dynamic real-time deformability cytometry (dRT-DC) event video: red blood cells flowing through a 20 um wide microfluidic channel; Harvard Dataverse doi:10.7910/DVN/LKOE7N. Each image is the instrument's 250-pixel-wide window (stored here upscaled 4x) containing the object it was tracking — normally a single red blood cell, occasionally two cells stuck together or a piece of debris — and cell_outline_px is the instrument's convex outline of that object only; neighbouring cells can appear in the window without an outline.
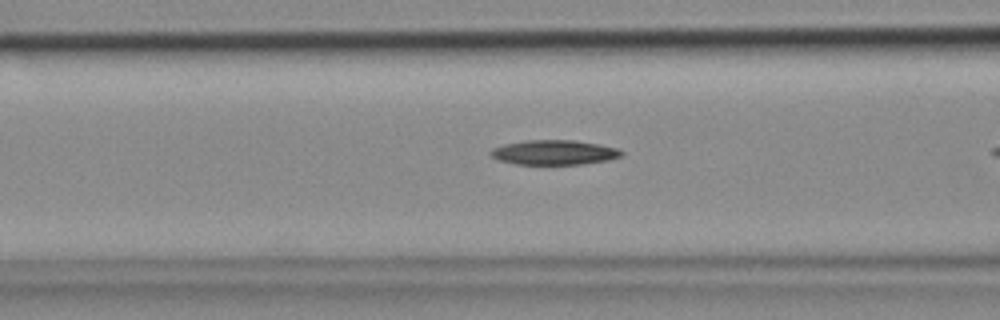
{"species": "common noctule bat (a hibernating species)", "species_latin": "Nyctalus noctula", "temperature_condition": "cold", "stored_images_in_passage": 9, "camera_frame_rate_fps": 3000, "um_per_image_px": 0.085, "animal": {"sex": "female", "body_mass_g": 18.4}, "frame": {"image": 1, "passage_image": 8, "time_ms": 2.333, "image_size_px": [1000, 320], "cell_outline_px": [[624, 152], [620, 156], [608, 160], [584, 164], [516, 164], [496, 160], [488, 152], [492, 148], [504, 144], [524, 140], [576, 140], [600, 144], [616, 148]], "centroid_in_image_um": [47.07, 12.95], "position_along_channel_um": 119.5, "area_um2": 18.96}}